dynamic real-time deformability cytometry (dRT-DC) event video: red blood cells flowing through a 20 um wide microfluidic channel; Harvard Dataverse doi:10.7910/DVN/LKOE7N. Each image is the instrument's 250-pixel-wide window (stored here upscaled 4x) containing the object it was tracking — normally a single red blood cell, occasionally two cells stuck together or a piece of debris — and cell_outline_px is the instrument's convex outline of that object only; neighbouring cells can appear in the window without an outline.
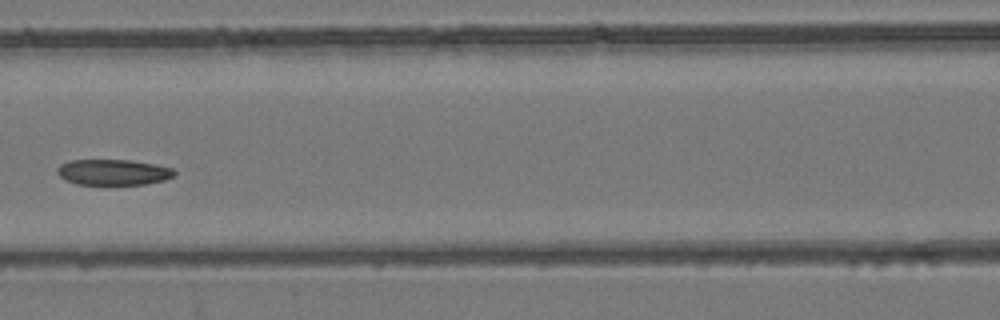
{"species": "common noctule bat (a hibernating species)", "species_latin": "Nyctalus noctula", "temperature_condition": "room temperature", "stored_images_in_passage": 7, "camera_frame_rate_fps": 3000, "um_per_image_px": 0.085, "animal": {"sex": "female", "body_mass_g": 24.6, "forearm_length_mm": 56.2}, "frame": {"image": 1, "passage_image": 6, "time_ms": 6.667, "image_size_px": [1000, 320], "cell_outline_px": [[176, 176], [164, 180], [144, 184], [104, 188], [76, 184], [64, 180], [56, 172], [56, 168], [60, 164], [68, 160], [132, 160], [156, 164], [172, 168], [176, 172]], "centroid_in_image_um": [9.59, 14.69], "position_along_channel_um": 157.0, "area_um2": 18.73}}
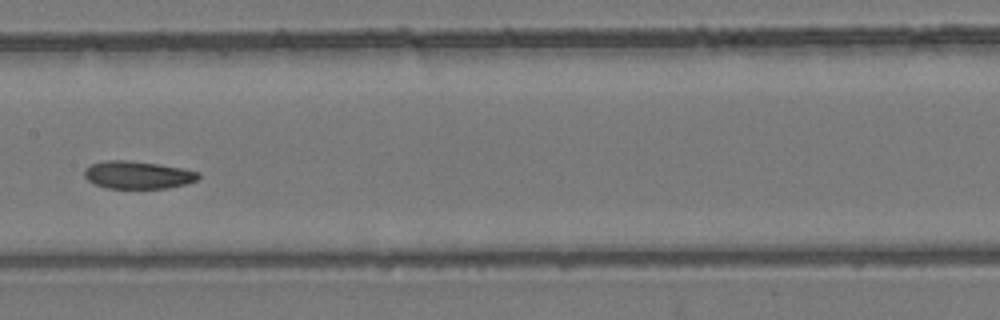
{"frame": {"image": 2, "passage_image": 7, "time_ms": 7.667, "image_size_px": [1000, 320], "cell_outline_px": [[200, 176], [196, 180], [184, 184], [168, 188], [104, 188], [88, 180], [84, 176], [84, 168], [92, 164], [104, 160], [124, 160], [156, 164], [180, 168], [200, 172]], "centroid_in_image_um": [11.67, 14.87], "position_along_channel_um": 195.7, "area_um2": 18.21}}